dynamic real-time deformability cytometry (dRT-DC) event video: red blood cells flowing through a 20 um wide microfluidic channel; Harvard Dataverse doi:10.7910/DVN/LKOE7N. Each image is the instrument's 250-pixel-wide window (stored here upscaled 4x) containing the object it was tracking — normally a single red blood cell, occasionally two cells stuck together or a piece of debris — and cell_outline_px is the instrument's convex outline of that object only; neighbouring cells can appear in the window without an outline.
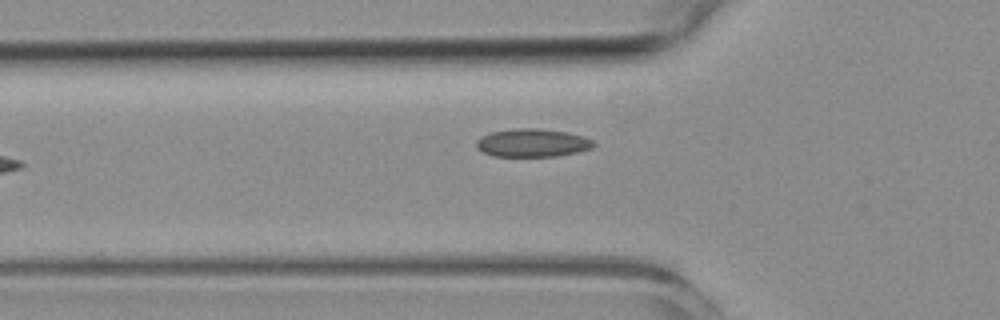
{"species": "common noctule bat (a hibernating species)", "species_latin": "Nyctalus noctula", "temperature_condition": "room temperature", "stored_images_in_passage": 7, "camera_frame_rate_fps": 3000, "um_per_image_px": 0.085, "animal": {"sex": "female", "body_mass_g": 19.3, "forearm_length_mm": 54.1}, "frame": {"image": 1, "passage_image": 6, "time_ms": 6.667, "image_size_px": [1000, 320], "cell_outline_px": [[596, 144], [592, 148], [576, 152], [556, 156], [492, 156], [476, 148], [476, 140], [480, 136], [492, 132], [516, 128], [540, 128], [564, 132], [584, 136], [592, 140]], "centroid_in_image_um": [45.23, 12.14], "position_along_channel_um": 80.6, "area_um2": 19.19}}
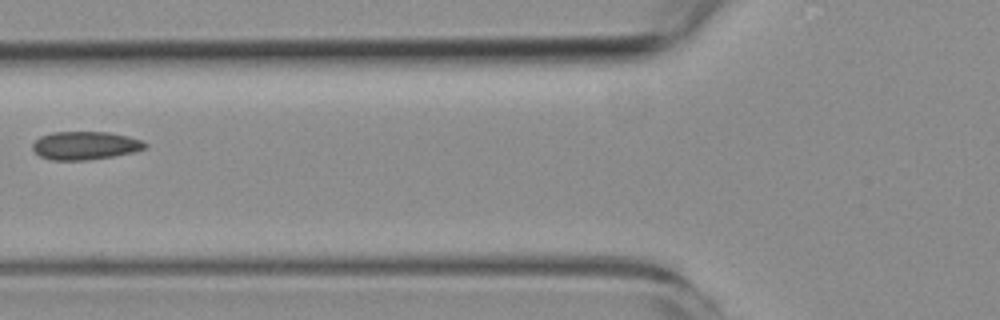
{"frame": {"image": 2, "passage_image": 7, "time_ms": 7.667, "image_size_px": [1000, 320], "cell_outline_px": [[148, 148], [132, 152], [112, 156], [88, 160], [52, 160], [40, 156], [32, 148], [32, 144], [40, 136], [52, 132], [108, 132], [128, 136], [140, 140], [148, 144]], "centroid_in_image_um": [7.24, 12.37], "position_along_channel_um": 118.6, "area_um2": 18.44}}